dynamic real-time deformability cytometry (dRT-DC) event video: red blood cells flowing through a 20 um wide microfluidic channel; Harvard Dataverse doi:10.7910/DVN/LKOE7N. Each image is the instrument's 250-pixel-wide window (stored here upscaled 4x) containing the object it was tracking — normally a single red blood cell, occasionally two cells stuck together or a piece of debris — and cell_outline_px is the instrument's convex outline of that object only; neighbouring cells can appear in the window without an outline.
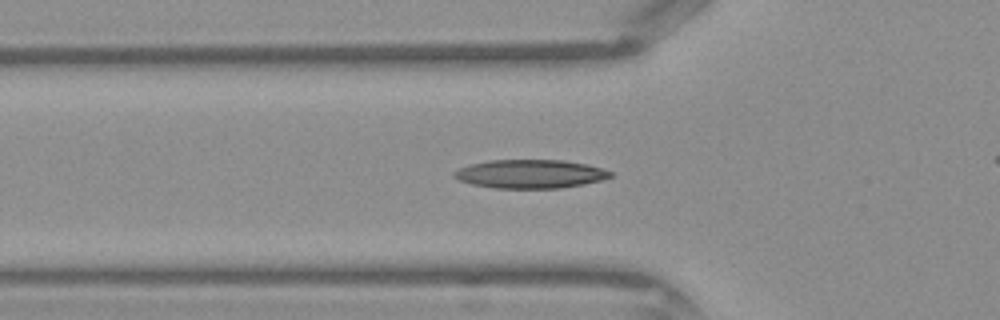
{"species": "Egyptian fruit bat (a non-hibernating species)", "species_latin": "Rousettus aegyptiacus", "temperature_condition": "warm", "stored_images_in_passage": 28, "camera_frame_rate_fps": 3000, "um_per_image_px": 0.085, "frame": {"image": 1, "passage_image": 5, "time_ms": 1.333, "image_size_px": [1000, 320], "cell_outline_px": [[612, 176], [600, 180], [584, 184], [560, 188], [496, 188], [472, 184], [460, 180], [452, 176], [452, 172], [460, 168], [472, 164], [488, 160], [564, 160], [588, 164], [612, 172]], "centroid_in_image_um": [45.06, 14.78], "position_along_channel_um": 80.7, "area_um2": 25.95}}
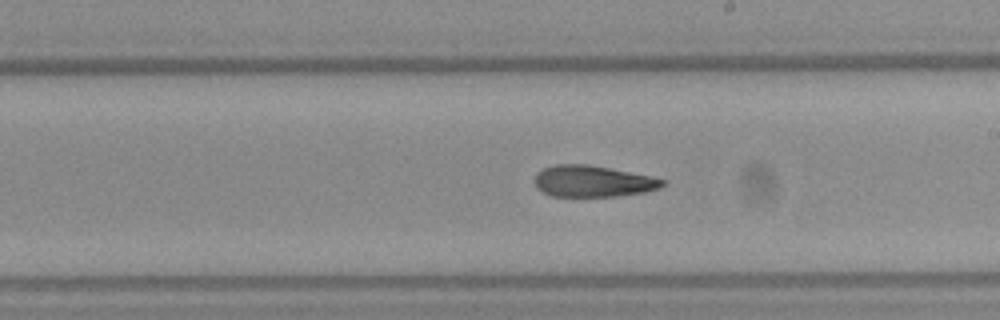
{"frame": {"image": 2, "passage_image": 15, "time_ms": 4.667, "image_size_px": [1000, 320], "cell_outline_px": [[668, 180], [660, 188], [644, 192], [612, 196], [552, 196], [544, 192], [536, 184], [536, 172], [544, 168], [556, 164], [588, 164]], "centroid_in_image_um": [50.4, 15.4], "position_along_channel_um": 238.6, "area_um2": 22.95}}
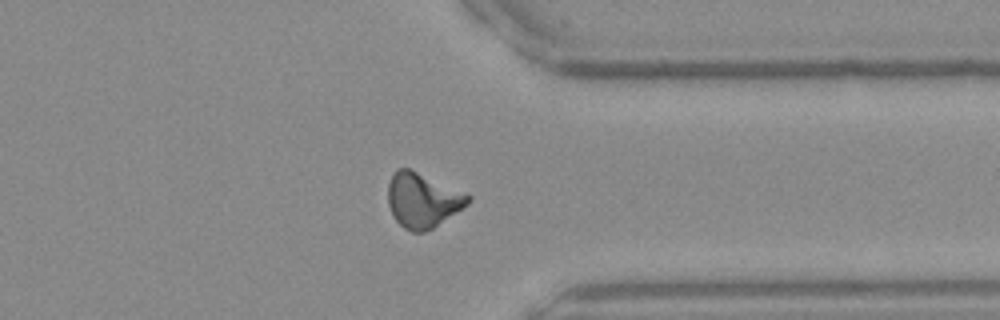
{"frame": {"image": 3, "passage_image": 24, "time_ms": 7.667, "image_size_px": [1000, 320], "cell_outline_px": [[472, 200], [464, 208], [432, 228], [424, 232], [412, 232], [404, 228], [392, 216], [388, 204], [388, 184], [392, 172], [396, 168], [408, 168], [472, 196]], "centroid_in_image_um": [35.9, 17.02], "position_along_channel_um": 375.5, "area_um2": 25.43}}